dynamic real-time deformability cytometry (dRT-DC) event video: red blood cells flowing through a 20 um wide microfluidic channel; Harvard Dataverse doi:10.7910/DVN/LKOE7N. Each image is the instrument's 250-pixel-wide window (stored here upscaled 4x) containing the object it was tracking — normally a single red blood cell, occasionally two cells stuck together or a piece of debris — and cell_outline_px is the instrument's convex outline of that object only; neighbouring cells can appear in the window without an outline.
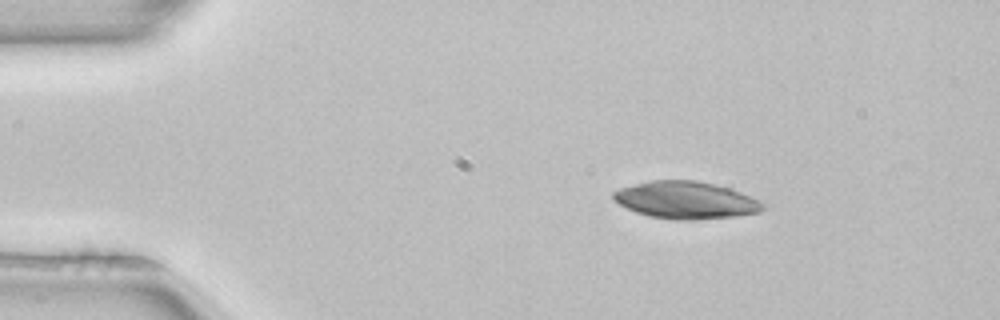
{"species": "common noctule bat (a hibernating species)", "species_latin": "Nyctalus noctula", "temperature_condition": "room temperature", "stored_images_in_passage": 4, "camera_frame_rate_fps": 3000, "um_per_image_px": 0.085, "animal": {"sex": "female", "body_mass_g": 22.7, "forearm_length_mm": 54.2}, "frame": {"image": 1, "passage_image": 1, "time_ms": 0.0, "image_size_px": [1000, 320], "cell_outline_px": [[768, 204], [760, 212], [736, 216], [692, 220], [676, 220], [648, 216], [636, 212], [612, 200], [612, 192], [620, 188], [652, 180], [696, 180], [728, 188], [740, 192], [760, 200]], "centroid_in_image_um": [58.31, 17.02], "position_along_channel_um": 26.7, "area_um2": 32.48}}